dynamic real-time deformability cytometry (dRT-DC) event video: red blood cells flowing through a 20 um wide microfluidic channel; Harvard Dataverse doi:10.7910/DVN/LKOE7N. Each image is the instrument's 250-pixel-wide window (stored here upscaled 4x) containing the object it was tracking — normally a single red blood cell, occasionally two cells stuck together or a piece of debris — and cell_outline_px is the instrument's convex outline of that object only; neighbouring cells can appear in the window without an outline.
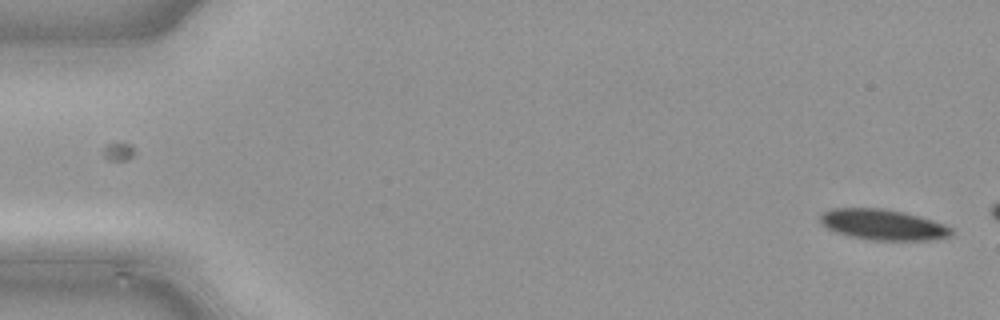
{"species": "common noctule bat (a hibernating species)", "species_latin": "Nyctalus noctula", "temperature_condition": "cold", "stored_images_in_passage": 8, "camera_frame_rate_fps": 3000, "um_per_image_px": 0.085, "animal": {"sex": "male", "body_mass_g": 21.5, "forearm_length_mm": 52.0}, "frame": {"image": 1, "passage_image": 1, "time_ms": 0.0, "image_size_px": [1000, 320], "cell_outline_px": [[952, 236], [932, 240], [868, 240], [848, 236], [836, 232], [820, 224], [820, 216], [824, 212], [832, 208], [884, 208], [904, 212], [920, 216], [944, 224], [952, 228]], "centroid_in_image_um": [75.06, 19.1], "position_along_channel_um": 9.9, "area_um2": 23.64}}